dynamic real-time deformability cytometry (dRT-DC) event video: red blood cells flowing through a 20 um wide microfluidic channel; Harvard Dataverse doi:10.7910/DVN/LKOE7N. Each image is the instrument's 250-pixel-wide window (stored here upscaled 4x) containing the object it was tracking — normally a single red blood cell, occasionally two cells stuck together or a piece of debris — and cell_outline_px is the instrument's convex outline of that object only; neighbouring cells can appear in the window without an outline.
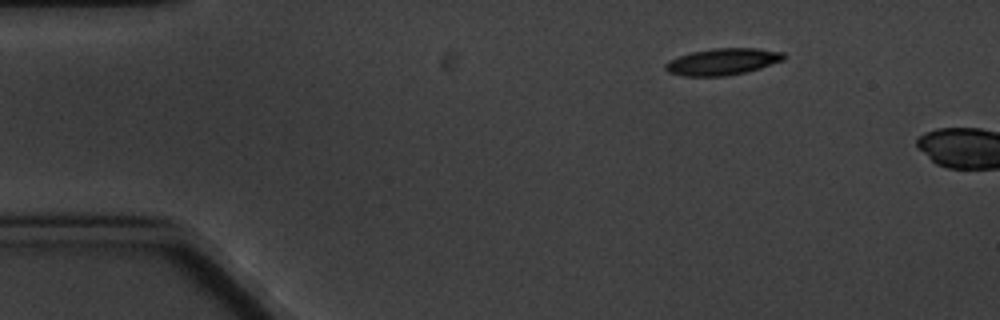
{"species": "common noctule bat (a hibernating species)", "species_latin": "Nyctalus noctula", "temperature_condition": "cold", "stored_images_in_passage": 2, "camera_frame_rate_fps": 3000, "um_per_image_px": 0.085, "animal": {"sex": "male", "body_mass_g": 20.1, "forearm_length_mm": 53.5}, "frame": {"image": 1, "passage_image": 1, "time_ms": 0.0, "image_size_px": [1000, 320], "cell_outline_px": [[784, 60], [760, 68], [744, 72], [724, 76], [684, 76], [668, 72], [664, 68], [664, 64], [668, 60], [692, 52], [712, 48], [756, 48], [784, 52]], "centroid_in_image_um": [61.4, 5.24], "position_along_channel_um": 23.6, "area_um2": 18.32}}